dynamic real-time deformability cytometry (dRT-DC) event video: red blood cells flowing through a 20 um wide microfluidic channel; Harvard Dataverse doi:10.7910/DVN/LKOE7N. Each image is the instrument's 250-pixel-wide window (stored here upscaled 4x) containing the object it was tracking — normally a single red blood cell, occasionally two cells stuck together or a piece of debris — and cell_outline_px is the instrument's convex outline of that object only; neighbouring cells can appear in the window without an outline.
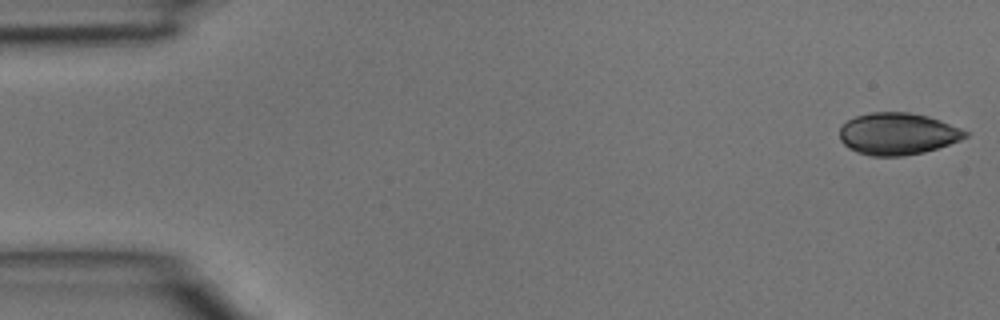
{"species": "common noctule bat (a hibernating species)", "species_latin": "Nyctalus noctula", "temperature_condition": "room temperature", "stored_images_in_passage": 5, "segment_of_instrument_passage": [1, 2], "camera_frame_rate_fps": 3000, "um_per_image_px": 0.085, "animal": {"sex": "male", "body_mass_g": 15.6}, "frame": {"image": 1, "passage_image": 1, "time_ms": 0.0, "image_size_px": [1000, 320], "cell_outline_px": [[968, 136], [960, 140], [924, 152], [904, 156], [872, 156], [856, 152], [848, 148], [840, 140], [840, 124], [856, 116], [872, 112], [908, 112], [928, 116], [940, 120], [960, 128], [968, 132]], "centroid_in_image_um": [76.27, 11.37], "position_along_channel_um": 8.7, "area_um2": 30.75}}
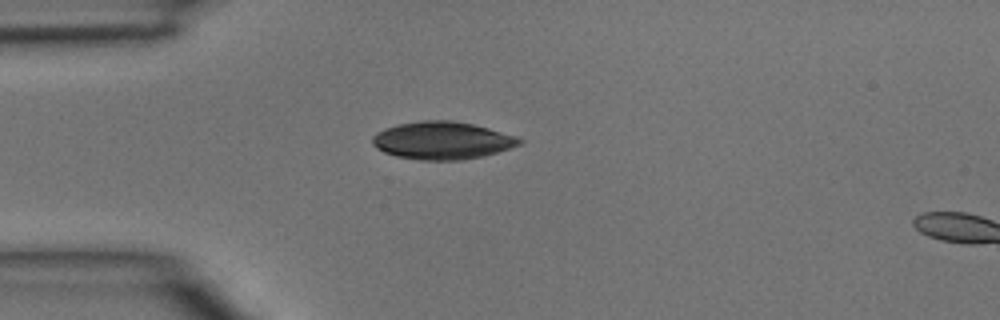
{"frame": {"image": 2, "passage_image": 4, "time_ms": 1.0, "image_size_px": [1000, 320], "cell_outline_px": [[524, 140], [520, 144], [484, 156], [460, 160], [420, 160], [396, 156], [384, 152], [376, 148], [372, 144], [372, 136], [376, 132], [384, 128], [396, 124], [420, 120], [452, 120], [472, 124], [488, 128], [516, 136]], "centroid_in_image_um": [37.54, 11.93], "position_along_channel_um": 47.5, "area_um2": 32.31}}